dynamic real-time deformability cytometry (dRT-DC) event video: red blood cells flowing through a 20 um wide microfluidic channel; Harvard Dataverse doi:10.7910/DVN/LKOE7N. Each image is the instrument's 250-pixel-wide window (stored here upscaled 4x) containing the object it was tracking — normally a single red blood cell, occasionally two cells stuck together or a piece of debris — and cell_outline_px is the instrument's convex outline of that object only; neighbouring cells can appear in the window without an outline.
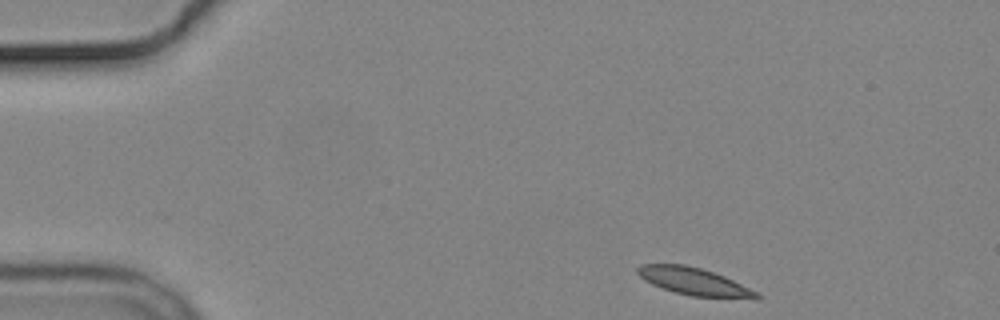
{"species": "common noctule bat (a hibernating species)", "species_latin": "Nyctalus noctula", "temperature_condition": "cold", "stored_images_in_passage": 49, "camera_frame_rate_fps": 3000, "um_per_image_px": 0.085, "animal": {"sex": "male", "body_mass_g": 19.2, "forearm_length_mm": 51.8}, "frame": {"image": 1, "passage_image": 1, "time_ms": 0.0, "image_size_px": [1000, 320], "cell_outline_px": [[764, 296], [692, 296], [676, 292], [652, 284], [644, 280], [636, 272], [636, 268], [640, 264], [684, 264], [700, 268], [724, 276]], "centroid_in_image_um": [58.82, 23.87], "position_along_channel_um": 26.2, "area_um2": 17.98}}
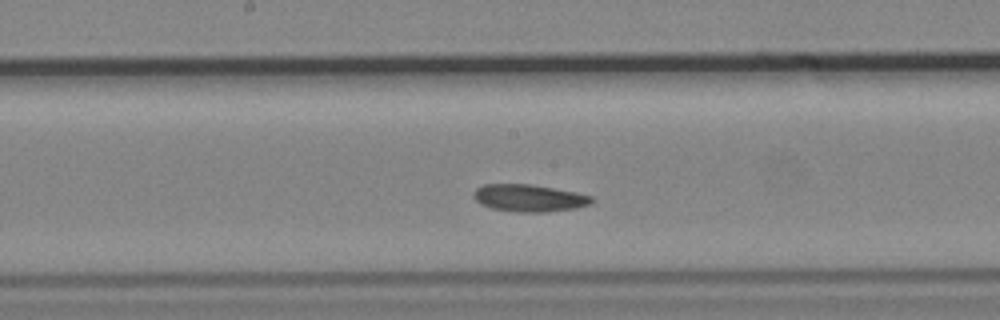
{"frame": {"image": 2, "passage_image": 22, "time_ms": 7.0, "image_size_px": [1000, 320], "cell_outline_px": [[592, 200], [588, 204], [576, 208], [548, 212], [516, 212], [492, 208], [480, 204], [472, 196], [472, 192], [476, 188], [484, 184], [532, 184], [576, 192], [592, 196]], "centroid_in_image_um": [44.93, 16.83], "position_along_channel_um": 203.3, "area_um2": 18.79}}
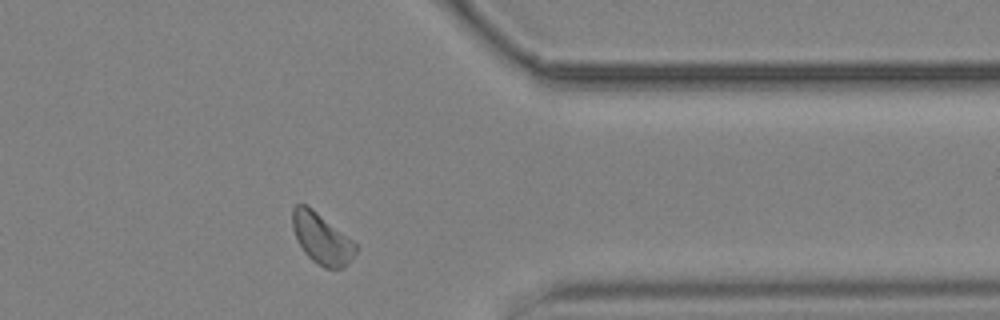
{"frame": {"image": 3, "passage_image": 38, "time_ms": 12.333, "image_size_px": [1000, 320], "cell_outline_px": [[360, 248], [348, 264], [344, 268], [324, 268], [312, 260], [304, 252], [296, 240], [292, 228], [292, 208], [296, 204], [304, 204], [312, 208], [352, 240]], "centroid_in_image_um": [27.34, 20.29], "position_along_channel_um": 384.1, "area_um2": 18.79}, "authors_computed_cell_mechanics": {"area_um2": 18.7272, "velocity_mm_per_s": 3.6129, "shape_relaxation_time_tau1_ms": null, "shape_relaxation_time_tau2_ms": 9.4747, "deformation_change_tau1": null, "deformation_change_tau2": 0.0979}}